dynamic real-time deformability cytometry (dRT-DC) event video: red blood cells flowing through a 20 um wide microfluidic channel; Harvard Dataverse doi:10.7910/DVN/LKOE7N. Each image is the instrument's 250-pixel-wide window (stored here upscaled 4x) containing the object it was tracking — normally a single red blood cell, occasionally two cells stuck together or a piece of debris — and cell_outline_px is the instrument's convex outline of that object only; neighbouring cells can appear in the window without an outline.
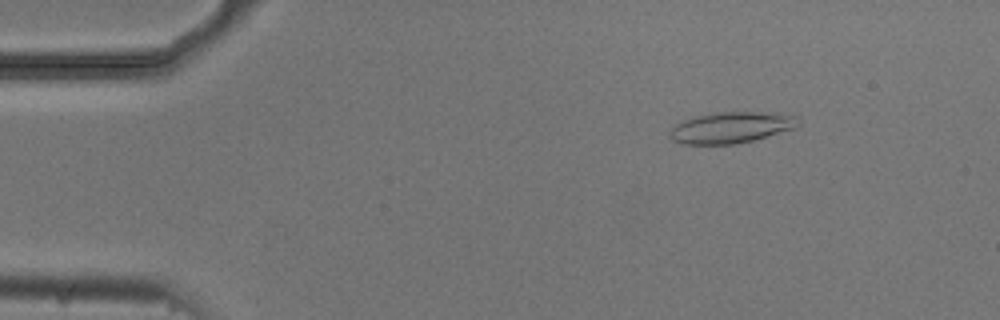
{"species": "common noctule bat (a hibernating species)", "species_latin": "Nyctalus noctula", "temperature_condition": "cold", "stored_images_in_passage": 53, "camera_frame_rate_fps": 3000, "um_per_image_px": 0.085, "animal": {"sex": "male", "body_mass_g": 20.5, "forearm_length_mm": 52.5}, "frame": {"image": 1, "passage_image": 7, "time_ms": 2.0, "image_size_px": [1000, 320], "cell_outline_px": [[800, 124], [796, 128], [752, 140], [736, 144], [680, 144], [672, 140], [668, 136], [668, 132], [676, 124], [684, 120], [696, 116], [720, 112], [760, 112], [800, 116]], "centroid_in_image_um": [62.15, 10.84], "position_along_channel_um": 22.9, "area_um2": 23.35}}
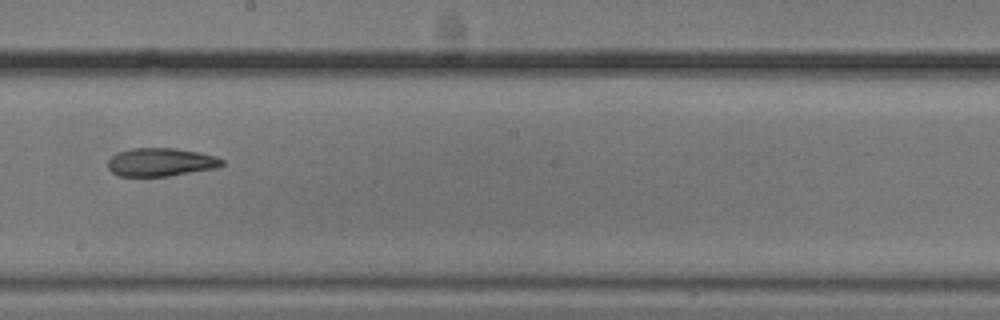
{"frame": {"image": 2, "passage_image": 30, "time_ms": 9.667, "image_size_px": [1000, 320], "cell_outline_px": [[224, 164], [216, 168], [168, 176], [116, 176], [108, 168], [108, 160], [116, 152], [132, 148], [176, 148], [200, 152], [216, 156], [224, 160]], "centroid_in_image_um": [13.66, 13.77], "position_along_channel_um": 234.5, "area_um2": 18.96}}
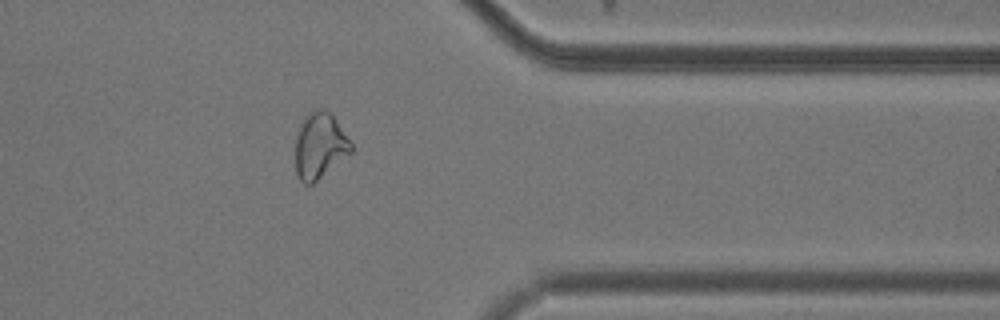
{"frame": {"image": 3, "passage_image": 43, "time_ms": 14.0, "image_size_px": [1000, 320], "cell_outline_px": [[352, 152], [312, 184], [304, 184], [296, 176], [296, 136], [308, 112], [320, 108], [324, 108], [332, 116], [352, 144]], "centroid_in_image_um": [27.16, 12.41], "position_along_channel_um": 384.2, "area_um2": 20.92}, "authors_computed_cell_mechanics": {"area_um2": 21.1548, "velocity_mm_per_s": 3.7238, "shape_relaxation_time_tau1_ms": null, "shape_relaxation_time_tau2_ms": 11.112, "deformation_change_tau1": null, "deformation_change_tau2": 0.2256}}